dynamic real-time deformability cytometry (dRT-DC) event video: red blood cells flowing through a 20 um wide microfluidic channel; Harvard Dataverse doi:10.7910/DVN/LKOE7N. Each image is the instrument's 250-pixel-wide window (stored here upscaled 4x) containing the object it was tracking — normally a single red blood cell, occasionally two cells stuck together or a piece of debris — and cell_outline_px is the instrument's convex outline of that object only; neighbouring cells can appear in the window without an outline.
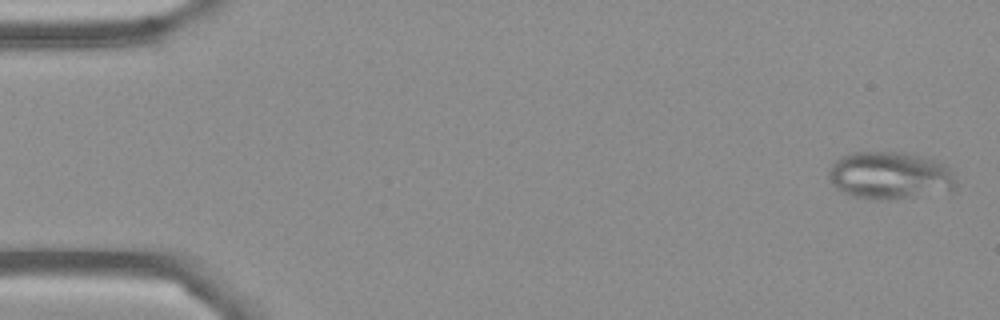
{"species": "Egyptian fruit bat (a non-hibernating species)", "species_latin": "Rousettus aegyptiacus", "temperature_condition": "cold", "stored_images_in_passage": 6, "camera_frame_rate_fps": 3000, "um_per_image_px": 0.085, "frame": {"image": 1, "passage_image": 6, "time_ms": 6.0, "image_size_px": [1000, 320], "cell_outline_px": [[956, 184], [952, 192], [888, 200], [872, 200], [852, 196], [836, 188], [828, 180], [828, 172], [832, 164], [840, 156], [852, 152], [904, 152], [920, 156], [948, 164], [952, 168], [956, 180]], "centroid_in_image_um": [75.68, 14.93], "position_along_channel_um": 9.3, "area_um2": 36.07}}